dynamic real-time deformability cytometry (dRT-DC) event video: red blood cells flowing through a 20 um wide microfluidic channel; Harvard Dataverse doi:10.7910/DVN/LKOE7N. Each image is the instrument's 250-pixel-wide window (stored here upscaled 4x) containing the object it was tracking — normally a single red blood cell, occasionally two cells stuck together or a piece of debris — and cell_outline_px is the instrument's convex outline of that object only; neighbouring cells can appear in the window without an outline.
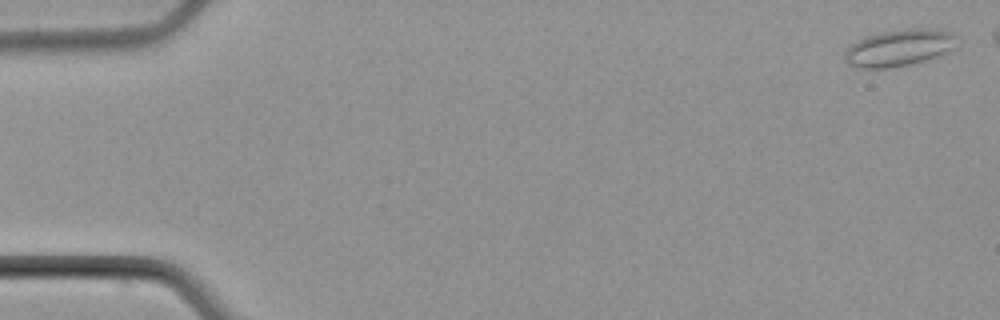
{"species": "common noctule bat (a hibernating species)", "species_latin": "Nyctalus noctula", "temperature_condition": "cold", "stored_images_in_passage": 5, "camera_frame_rate_fps": 3000, "um_per_image_px": 0.085, "animal": {"sex": "male", "body_mass_g": 21.5, "forearm_length_mm": 52.0}, "frame": {"image": 1, "passage_image": 1, "time_ms": 0.0, "image_size_px": [1000, 320], "cell_outline_px": [[956, 48], [936, 56], [924, 60], [908, 64], [888, 68], [856, 68], [848, 64], [844, 60], [844, 52], [856, 40], [880, 32], [908, 28], [936, 28], [948, 32], [956, 36]], "centroid_in_image_um": [76.4, 4.05], "position_along_channel_um": 8.6, "area_um2": 24.04}}